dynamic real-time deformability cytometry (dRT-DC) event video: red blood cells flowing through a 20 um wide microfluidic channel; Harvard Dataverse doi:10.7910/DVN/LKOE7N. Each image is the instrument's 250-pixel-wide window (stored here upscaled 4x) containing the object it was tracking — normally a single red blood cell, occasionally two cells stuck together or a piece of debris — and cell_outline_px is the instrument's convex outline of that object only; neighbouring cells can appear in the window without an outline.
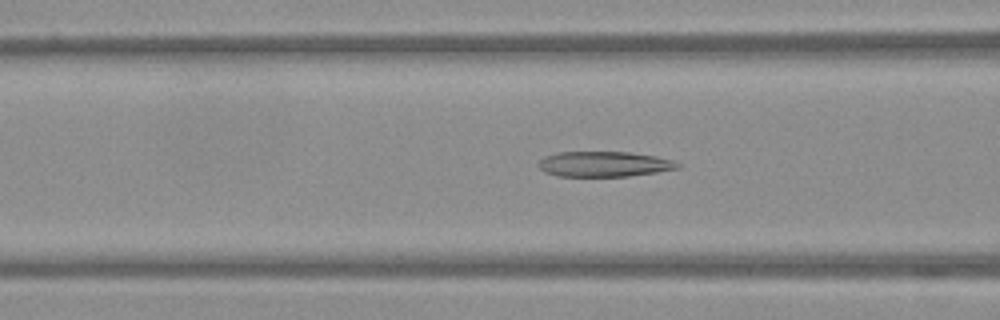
{"species": "Egyptian fruit bat (a non-hibernating species)", "species_latin": "Rousettus aegyptiacus", "temperature_condition": "warm", "stored_images_in_passage": 54, "camera_frame_rate_fps": 3000, "um_per_image_px": 0.085, "frame": {"image": 1, "passage_image": 22, "time_ms": 7.0, "image_size_px": [1000, 320], "cell_outline_px": [[680, 168], [656, 172], [628, 176], [556, 176], [544, 172], [536, 164], [544, 156], [556, 152], [628, 152], [656, 156], [672, 160], [680, 164]], "centroid_in_image_um": [51.31, 13.94], "position_along_channel_um": 115.3, "area_um2": 20.58}}
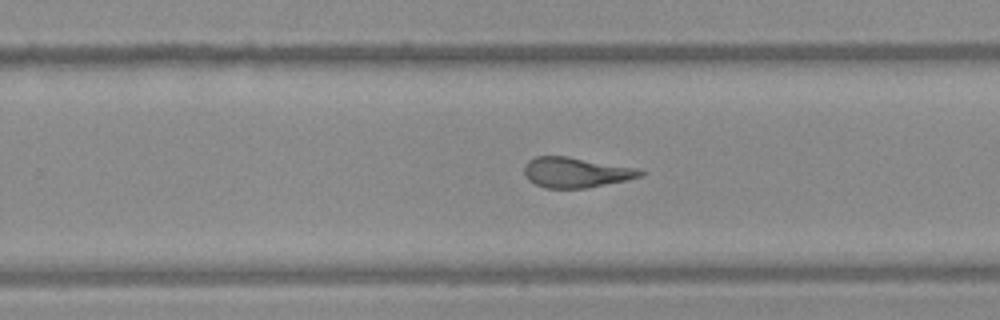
{"frame": {"image": 2, "passage_image": 35, "time_ms": 11.333, "image_size_px": [1000, 320], "cell_outline_px": [[648, 172], [644, 176], [628, 180], [588, 188], [544, 188], [528, 180], [524, 176], [524, 164], [528, 160], [536, 156], [568, 156], [640, 168]], "centroid_in_image_um": [49.01, 14.65], "position_along_channel_um": 280.8, "area_um2": 20.98}}
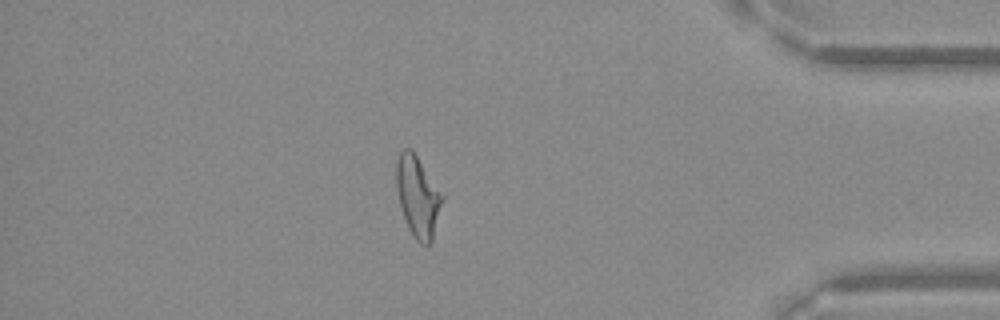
{"frame": {"image": 3, "passage_image": 47, "time_ms": 15.333, "image_size_px": [1000, 320], "cell_outline_px": [[444, 200], [432, 244], [420, 244], [412, 236], [408, 228], [400, 204], [396, 188], [396, 160], [400, 152], [404, 148], [412, 148], [444, 196]], "centroid_in_image_um": [35.53, 16.72], "position_along_channel_um": 399.7, "area_um2": 21.96}}